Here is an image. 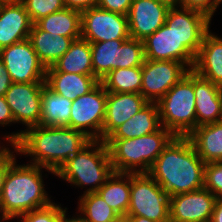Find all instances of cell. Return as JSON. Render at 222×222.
<instances>
[{
    "instance_id": "obj_1",
    "label": "cell",
    "mask_w": 222,
    "mask_h": 222,
    "mask_svg": "<svg viewBox=\"0 0 222 222\" xmlns=\"http://www.w3.org/2000/svg\"><path fill=\"white\" fill-rule=\"evenodd\" d=\"M3 137V141H8L17 149L16 154L30 156V164L44 167L53 175L92 140L79 130L43 125L12 132Z\"/></svg>"
},
{
    "instance_id": "obj_2",
    "label": "cell",
    "mask_w": 222,
    "mask_h": 222,
    "mask_svg": "<svg viewBox=\"0 0 222 222\" xmlns=\"http://www.w3.org/2000/svg\"><path fill=\"white\" fill-rule=\"evenodd\" d=\"M148 174L171 197L204 188L205 163L188 137L175 136Z\"/></svg>"
},
{
    "instance_id": "obj_3",
    "label": "cell",
    "mask_w": 222,
    "mask_h": 222,
    "mask_svg": "<svg viewBox=\"0 0 222 222\" xmlns=\"http://www.w3.org/2000/svg\"><path fill=\"white\" fill-rule=\"evenodd\" d=\"M42 168L30 163L19 165L16 160L9 167L0 209L10 220L52 203L44 187Z\"/></svg>"
},
{
    "instance_id": "obj_4",
    "label": "cell",
    "mask_w": 222,
    "mask_h": 222,
    "mask_svg": "<svg viewBox=\"0 0 222 222\" xmlns=\"http://www.w3.org/2000/svg\"><path fill=\"white\" fill-rule=\"evenodd\" d=\"M175 136L163 126L156 132L130 139H105L114 172L148 173Z\"/></svg>"
},
{
    "instance_id": "obj_5",
    "label": "cell",
    "mask_w": 222,
    "mask_h": 222,
    "mask_svg": "<svg viewBox=\"0 0 222 222\" xmlns=\"http://www.w3.org/2000/svg\"><path fill=\"white\" fill-rule=\"evenodd\" d=\"M108 147L102 140H91L74 157L69 158L55 172L54 176L87 190L83 193L97 192L113 174Z\"/></svg>"
},
{
    "instance_id": "obj_6",
    "label": "cell",
    "mask_w": 222,
    "mask_h": 222,
    "mask_svg": "<svg viewBox=\"0 0 222 222\" xmlns=\"http://www.w3.org/2000/svg\"><path fill=\"white\" fill-rule=\"evenodd\" d=\"M161 125L174 136L187 137L197 127L194 71L191 69L158 102Z\"/></svg>"
},
{
    "instance_id": "obj_7",
    "label": "cell",
    "mask_w": 222,
    "mask_h": 222,
    "mask_svg": "<svg viewBox=\"0 0 222 222\" xmlns=\"http://www.w3.org/2000/svg\"><path fill=\"white\" fill-rule=\"evenodd\" d=\"M127 214L155 222H170V196L148 173H130Z\"/></svg>"
},
{
    "instance_id": "obj_8",
    "label": "cell",
    "mask_w": 222,
    "mask_h": 222,
    "mask_svg": "<svg viewBox=\"0 0 222 222\" xmlns=\"http://www.w3.org/2000/svg\"><path fill=\"white\" fill-rule=\"evenodd\" d=\"M106 103L107 91L99 83L72 102L68 127L84 132L92 140H102Z\"/></svg>"
},
{
    "instance_id": "obj_9",
    "label": "cell",
    "mask_w": 222,
    "mask_h": 222,
    "mask_svg": "<svg viewBox=\"0 0 222 222\" xmlns=\"http://www.w3.org/2000/svg\"><path fill=\"white\" fill-rule=\"evenodd\" d=\"M0 60L14 83L45 82L47 68L29 39L0 49Z\"/></svg>"
},
{
    "instance_id": "obj_10",
    "label": "cell",
    "mask_w": 222,
    "mask_h": 222,
    "mask_svg": "<svg viewBox=\"0 0 222 222\" xmlns=\"http://www.w3.org/2000/svg\"><path fill=\"white\" fill-rule=\"evenodd\" d=\"M189 71L184 63L178 61L145 59L140 94L148 102L157 103Z\"/></svg>"
},
{
    "instance_id": "obj_11",
    "label": "cell",
    "mask_w": 222,
    "mask_h": 222,
    "mask_svg": "<svg viewBox=\"0 0 222 222\" xmlns=\"http://www.w3.org/2000/svg\"><path fill=\"white\" fill-rule=\"evenodd\" d=\"M81 37L90 43L130 37L128 16L98 6L81 12Z\"/></svg>"
},
{
    "instance_id": "obj_12",
    "label": "cell",
    "mask_w": 222,
    "mask_h": 222,
    "mask_svg": "<svg viewBox=\"0 0 222 222\" xmlns=\"http://www.w3.org/2000/svg\"><path fill=\"white\" fill-rule=\"evenodd\" d=\"M211 20L201 11L179 7L168 10L165 24L178 41L196 56L205 33L210 29Z\"/></svg>"
},
{
    "instance_id": "obj_13",
    "label": "cell",
    "mask_w": 222,
    "mask_h": 222,
    "mask_svg": "<svg viewBox=\"0 0 222 222\" xmlns=\"http://www.w3.org/2000/svg\"><path fill=\"white\" fill-rule=\"evenodd\" d=\"M45 82L12 83L5 93L14 122L26 129L40 125L41 92Z\"/></svg>"
},
{
    "instance_id": "obj_14",
    "label": "cell",
    "mask_w": 222,
    "mask_h": 222,
    "mask_svg": "<svg viewBox=\"0 0 222 222\" xmlns=\"http://www.w3.org/2000/svg\"><path fill=\"white\" fill-rule=\"evenodd\" d=\"M217 197L208 189L170 197V222H210Z\"/></svg>"
},
{
    "instance_id": "obj_15",
    "label": "cell",
    "mask_w": 222,
    "mask_h": 222,
    "mask_svg": "<svg viewBox=\"0 0 222 222\" xmlns=\"http://www.w3.org/2000/svg\"><path fill=\"white\" fill-rule=\"evenodd\" d=\"M142 41L145 59L178 61L192 69L195 56L178 41L174 32L166 24Z\"/></svg>"
},
{
    "instance_id": "obj_16",
    "label": "cell",
    "mask_w": 222,
    "mask_h": 222,
    "mask_svg": "<svg viewBox=\"0 0 222 222\" xmlns=\"http://www.w3.org/2000/svg\"><path fill=\"white\" fill-rule=\"evenodd\" d=\"M170 8L157 0H133L128 24L130 37L144 40L165 24Z\"/></svg>"
},
{
    "instance_id": "obj_17",
    "label": "cell",
    "mask_w": 222,
    "mask_h": 222,
    "mask_svg": "<svg viewBox=\"0 0 222 222\" xmlns=\"http://www.w3.org/2000/svg\"><path fill=\"white\" fill-rule=\"evenodd\" d=\"M32 25L20 0L0 2V49L28 39Z\"/></svg>"
},
{
    "instance_id": "obj_18",
    "label": "cell",
    "mask_w": 222,
    "mask_h": 222,
    "mask_svg": "<svg viewBox=\"0 0 222 222\" xmlns=\"http://www.w3.org/2000/svg\"><path fill=\"white\" fill-rule=\"evenodd\" d=\"M147 103L148 101L140 93L107 92L102 141H104L117 127L138 113Z\"/></svg>"
},
{
    "instance_id": "obj_19",
    "label": "cell",
    "mask_w": 222,
    "mask_h": 222,
    "mask_svg": "<svg viewBox=\"0 0 222 222\" xmlns=\"http://www.w3.org/2000/svg\"><path fill=\"white\" fill-rule=\"evenodd\" d=\"M197 127L222 121V87L194 72Z\"/></svg>"
},
{
    "instance_id": "obj_20",
    "label": "cell",
    "mask_w": 222,
    "mask_h": 222,
    "mask_svg": "<svg viewBox=\"0 0 222 222\" xmlns=\"http://www.w3.org/2000/svg\"><path fill=\"white\" fill-rule=\"evenodd\" d=\"M192 70L222 87V38L213 34L210 29L203 37Z\"/></svg>"
},
{
    "instance_id": "obj_21",
    "label": "cell",
    "mask_w": 222,
    "mask_h": 222,
    "mask_svg": "<svg viewBox=\"0 0 222 222\" xmlns=\"http://www.w3.org/2000/svg\"><path fill=\"white\" fill-rule=\"evenodd\" d=\"M99 83L93 75L59 72L53 66L47 68L45 75L49 89L72 101L89 93Z\"/></svg>"
},
{
    "instance_id": "obj_22",
    "label": "cell",
    "mask_w": 222,
    "mask_h": 222,
    "mask_svg": "<svg viewBox=\"0 0 222 222\" xmlns=\"http://www.w3.org/2000/svg\"><path fill=\"white\" fill-rule=\"evenodd\" d=\"M162 127L157 103L148 102L106 139H130L151 134Z\"/></svg>"
},
{
    "instance_id": "obj_23",
    "label": "cell",
    "mask_w": 222,
    "mask_h": 222,
    "mask_svg": "<svg viewBox=\"0 0 222 222\" xmlns=\"http://www.w3.org/2000/svg\"><path fill=\"white\" fill-rule=\"evenodd\" d=\"M40 61L46 68L52 66L70 48L75 39L39 29L32 25L28 38Z\"/></svg>"
},
{
    "instance_id": "obj_24",
    "label": "cell",
    "mask_w": 222,
    "mask_h": 222,
    "mask_svg": "<svg viewBox=\"0 0 222 222\" xmlns=\"http://www.w3.org/2000/svg\"><path fill=\"white\" fill-rule=\"evenodd\" d=\"M187 137L204 163L222 161V121L198 126Z\"/></svg>"
},
{
    "instance_id": "obj_25",
    "label": "cell",
    "mask_w": 222,
    "mask_h": 222,
    "mask_svg": "<svg viewBox=\"0 0 222 222\" xmlns=\"http://www.w3.org/2000/svg\"><path fill=\"white\" fill-rule=\"evenodd\" d=\"M72 102L44 85L41 92L40 125L68 127Z\"/></svg>"
},
{
    "instance_id": "obj_26",
    "label": "cell",
    "mask_w": 222,
    "mask_h": 222,
    "mask_svg": "<svg viewBox=\"0 0 222 222\" xmlns=\"http://www.w3.org/2000/svg\"><path fill=\"white\" fill-rule=\"evenodd\" d=\"M52 66L59 72L93 75L90 42L82 37L75 39Z\"/></svg>"
},
{
    "instance_id": "obj_27",
    "label": "cell",
    "mask_w": 222,
    "mask_h": 222,
    "mask_svg": "<svg viewBox=\"0 0 222 222\" xmlns=\"http://www.w3.org/2000/svg\"><path fill=\"white\" fill-rule=\"evenodd\" d=\"M97 193L118 215L127 214L130 202V173L113 172Z\"/></svg>"
},
{
    "instance_id": "obj_28",
    "label": "cell",
    "mask_w": 222,
    "mask_h": 222,
    "mask_svg": "<svg viewBox=\"0 0 222 222\" xmlns=\"http://www.w3.org/2000/svg\"><path fill=\"white\" fill-rule=\"evenodd\" d=\"M39 29L70 38L81 37V12L65 8L34 23Z\"/></svg>"
},
{
    "instance_id": "obj_29",
    "label": "cell",
    "mask_w": 222,
    "mask_h": 222,
    "mask_svg": "<svg viewBox=\"0 0 222 222\" xmlns=\"http://www.w3.org/2000/svg\"><path fill=\"white\" fill-rule=\"evenodd\" d=\"M126 39L90 43L93 76L100 82L113 69H119V46Z\"/></svg>"
},
{
    "instance_id": "obj_30",
    "label": "cell",
    "mask_w": 222,
    "mask_h": 222,
    "mask_svg": "<svg viewBox=\"0 0 222 222\" xmlns=\"http://www.w3.org/2000/svg\"><path fill=\"white\" fill-rule=\"evenodd\" d=\"M100 83L110 93H140L142 66L113 69Z\"/></svg>"
},
{
    "instance_id": "obj_31",
    "label": "cell",
    "mask_w": 222,
    "mask_h": 222,
    "mask_svg": "<svg viewBox=\"0 0 222 222\" xmlns=\"http://www.w3.org/2000/svg\"><path fill=\"white\" fill-rule=\"evenodd\" d=\"M78 200V212L86 222H113L118 214L97 192L83 194Z\"/></svg>"
},
{
    "instance_id": "obj_32",
    "label": "cell",
    "mask_w": 222,
    "mask_h": 222,
    "mask_svg": "<svg viewBox=\"0 0 222 222\" xmlns=\"http://www.w3.org/2000/svg\"><path fill=\"white\" fill-rule=\"evenodd\" d=\"M145 51L142 40L129 37L119 46V68L142 66Z\"/></svg>"
},
{
    "instance_id": "obj_33",
    "label": "cell",
    "mask_w": 222,
    "mask_h": 222,
    "mask_svg": "<svg viewBox=\"0 0 222 222\" xmlns=\"http://www.w3.org/2000/svg\"><path fill=\"white\" fill-rule=\"evenodd\" d=\"M34 24L49 14L65 9L64 0H20Z\"/></svg>"
},
{
    "instance_id": "obj_34",
    "label": "cell",
    "mask_w": 222,
    "mask_h": 222,
    "mask_svg": "<svg viewBox=\"0 0 222 222\" xmlns=\"http://www.w3.org/2000/svg\"><path fill=\"white\" fill-rule=\"evenodd\" d=\"M65 210H67L66 207L64 209L61 205L52 202L46 207L20 215L17 220H19V222H55Z\"/></svg>"
},
{
    "instance_id": "obj_35",
    "label": "cell",
    "mask_w": 222,
    "mask_h": 222,
    "mask_svg": "<svg viewBox=\"0 0 222 222\" xmlns=\"http://www.w3.org/2000/svg\"><path fill=\"white\" fill-rule=\"evenodd\" d=\"M204 188L222 197V161L205 163Z\"/></svg>"
},
{
    "instance_id": "obj_36",
    "label": "cell",
    "mask_w": 222,
    "mask_h": 222,
    "mask_svg": "<svg viewBox=\"0 0 222 222\" xmlns=\"http://www.w3.org/2000/svg\"><path fill=\"white\" fill-rule=\"evenodd\" d=\"M221 3L222 0H181V7L201 11L212 19Z\"/></svg>"
},
{
    "instance_id": "obj_37",
    "label": "cell",
    "mask_w": 222,
    "mask_h": 222,
    "mask_svg": "<svg viewBox=\"0 0 222 222\" xmlns=\"http://www.w3.org/2000/svg\"><path fill=\"white\" fill-rule=\"evenodd\" d=\"M133 0H98L99 8L127 16Z\"/></svg>"
},
{
    "instance_id": "obj_38",
    "label": "cell",
    "mask_w": 222,
    "mask_h": 222,
    "mask_svg": "<svg viewBox=\"0 0 222 222\" xmlns=\"http://www.w3.org/2000/svg\"><path fill=\"white\" fill-rule=\"evenodd\" d=\"M11 148L0 158V200L2 196L4 181L8 173V169L11 166V164L16 160L17 156L14 154L15 152H17V149L14 146H11Z\"/></svg>"
},
{
    "instance_id": "obj_39",
    "label": "cell",
    "mask_w": 222,
    "mask_h": 222,
    "mask_svg": "<svg viewBox=\"0 0 222 222\" xmlns=\"http://www.w3.org/2000/svg\"><path fill=\"white\" fill-rule=\"evenodd\" d=\"M14 122L10 107L4 96H0V125L1 127L10 126Z\"/></svg>"
},
{
    "instance_id": "obj_40",
    "label": "cell",
    "mask_w": 222,
    "mask_h": 222,
    "mask_svg": "<svg viewBox=\"0 0 222 222\" xmlns=\"http://www.w3.org/2000/svg\"><path fill=\"white\" fill-rule=\"evenodd\" d=\"M98 0H64L66 8L75 9L80 12L95 7Z\"/></svg>"
},
{
    "instance_id": "obj_41",
    "label": "cell",
    "mask_w": 222,
    "mask_h": 222,
    "mask_svg": "<svg viewBox=\"0 0 222 222\" xmlns=\"http://www.w3.org/2000/svg\"><path fill=\"white\" fill-rule=\"evenodd\" d=\"M10 74L8 73L5 65L0 60V96H5V93L12 84Z\"/></svg>"
},
{
    "instance_id": "obj_42",
    "label": "cell",
    "mask_w": 222,
    "mask_h": 222,
    "mask_svg": "<svg viewBox=\"0 0 222 222\" xmlns=\"http://www.w3.org/2000/svg\"><path fill=\"white\" fill-rule=\"evenodd\" d=\"M210 222H222V197H217Z\"/></svg>"
},
{
    "instance_id": "obj_43",
    "label": "cell",
    "mask_w": 222,
    "mask_h": 222,
    "mask_svg": "<svg viewBox=\"0 0 222 222\" xmlns=\"http://www.w3.org/2000/svg\"><path fill=\"white\" fill-rule=\"evenodd\" d=\"M159 3H162L169 8H179L181 7V0H157Z\"/></svg>"
},
{
    "instance_id": "obj_44",
    "label": "cell",
    "mask_w": 222,
    "mask_h": 222,
    "mask_svg": "<svg viewBox=\"0 0 222 222\" xmlns=\"http://www.w3.org/2000/svg\"><path fill=\"white\" fill-rule=\"evenodd\" d=\"M67 210L63 212V222H86V220L81 215L72 216V218L66 217Z\"/></svg>"
},
{
    "instance_id": "obj_45",
    "label": "cell",
    "mask_w": 222,
    "mask_h": 222,
    "mask_svg": "<svg viewBox=\"0 0 222 222\" xmlns=\"http://www.w3.org/2000/svg\"><path fill=\"white\" fill-rule=\"evenodd\" d=\"M113 222H132V216L128 214L118 215Z\"/></svg>"
},
{
    "instance_id": "obj_46",
    "label": "cell",
    "mask_w": 222,
    "mask_h": 222,
    "mask_svg": "<svg viewBox=\"0 0 222 222\" xmlns=\"http://www.w3.org/2000/svg\"><path fill=\"white\" fill-rule=\"evenodd\" d=\"M132 222H155L142 216H132Z\"/></svg>"
},
{
    "instance_id": "obj_47",
    "label": "cell",
    "mask_w": 222,
    "mask_h": 222,
    "mask_svg": "<svg viewBox=\"0 0 222 222\" xmlns=\"http://www.w3.org/2000/svg\"><path fill=\"white\" fill-rule=\"evenodd\" d=\"M0 144H2L1 141H0ZM7 146H10V145L9 144L6 145V146H4V145L1 146L0 145V158L10 149Z\"/></svg>"
},
{
    "instance_id": "obj_48",
    "label": "cell",
    "mask_w": 222,
    "mask_h": 222,
    "mask_svg": "<svg viewBox=\"0 0 222 222\" xmlns=\"http://www.w3.org/2000/svg\"><path fill=\"white\" fill-rule=\"evenodd\" d=\"M5 222V221H11L4 213L3 211L0 209V222Z\"/></svg>"
},
{
    "instance_id": "obj_49",
    "label": "cell",
    "mask_w": 222,
    "mask_h": 222,
    "mask_svg": "<svg viewBox=\"0 0 222 222\" xmlns=\"http://www.w3.org/2000/svg\"><path fill=\"white\" fill-rule=\"evenodd\" d=\"M55 222H63V214Z\"/></svg>"
}]
</instances>
